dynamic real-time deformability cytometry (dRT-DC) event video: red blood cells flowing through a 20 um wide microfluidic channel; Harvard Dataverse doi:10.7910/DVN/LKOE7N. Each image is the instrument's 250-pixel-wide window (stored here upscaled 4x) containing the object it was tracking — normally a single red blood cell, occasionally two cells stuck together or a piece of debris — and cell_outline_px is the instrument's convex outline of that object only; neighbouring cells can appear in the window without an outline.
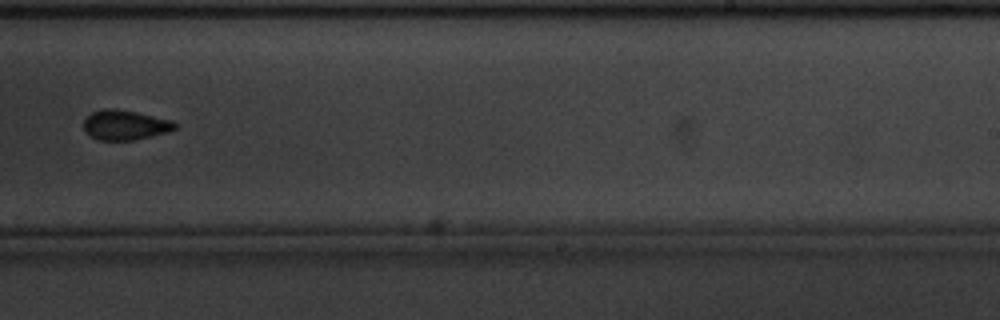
{"species": "common noctule bat (a hibernating species)", "species_latin": "Nyctalus noctula", "temperature_condition": "cold", "stored_images_in_passage": 14, "camera_frame_rate_fps": 3000, "um_per_image_px": 0.085, "animal": {"sex": "male", "body_mass_g": 20.1, "forearm_length_mm": 53.5}, "frame": {"image": 1, "passage_image": 8, "time_ms": 2.333, "image_size_px": [1000, 320], "cell_outline_px": [[176, 128], [168, 132], [132, 140], [100, 140], [84, 132], [84, 120], [92, 112], [104, 108], [116, 108], [136, 112], [172, 120], [176, 124]], "centroid_in_image_um": [10.61, 10.61], "position_along_channel_um": 278.4, "area_um2": 15.78}}
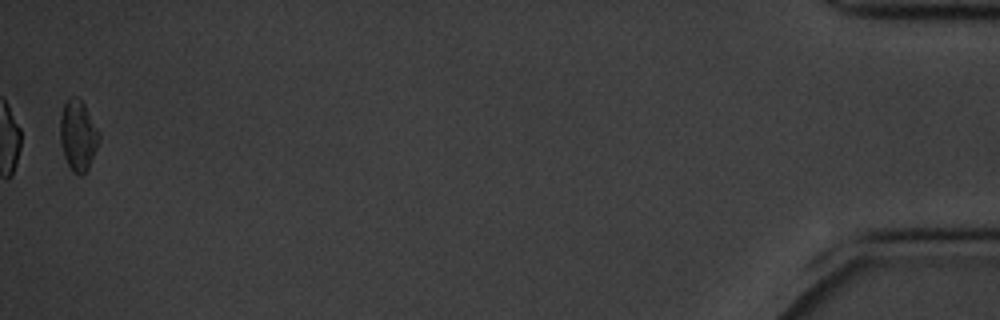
{"frame": {"image": 2, "passage_image": 14, "time_ms": 4.333, "image_size_px": [1000, 320], "cell_outline_px": [[100, 140], [88, 168], [80, 176], [72, 172], [64, 156], [60, 144], [60, 116], [64, 104], [68, 96], [76, 96], [84, 104], [100, 132]], "centroid_in_image_um": [6.62, 11.49], "position_along_channel_um": 428.6, "area_um2": 16.13}}